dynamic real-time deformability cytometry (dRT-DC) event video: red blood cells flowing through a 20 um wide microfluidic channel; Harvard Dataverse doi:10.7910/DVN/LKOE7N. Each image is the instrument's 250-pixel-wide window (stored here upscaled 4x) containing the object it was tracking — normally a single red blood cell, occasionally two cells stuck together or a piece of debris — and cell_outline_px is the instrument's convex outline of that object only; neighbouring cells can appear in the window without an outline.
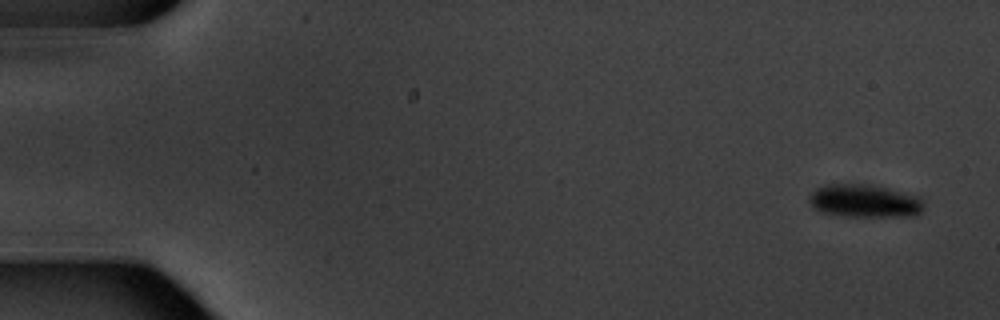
{"species": "common noctule bat (a hibernating species)", "species_latin": "Nyctalus noctula", "temperature_condition": "warm", "stored_images_in_passage": 5, "camera_frame_rate_fps": 3000, "um_per_image_px": 0.085, "animal": {"sex": "male", "body_mass_g": 20.1, "forearm_length_mm": 53.5}, "frame": {"image": 1, "passage_image": 1, "time_ms": 0.0, "image_size_px": [1000, 320], "cell_outline_px": [[924, 208], [920, 212], [912, 216], [844, 216], [820, 212], [808, 200], [808, 196], [816, 188], [828, 184], [860, 184], [884, 188], [920, 196], [924, 204]], "centroid_in_image_um": [73.48, 17.09], "position_along_channel_um": 11.5, "area_um2": 21.79}}
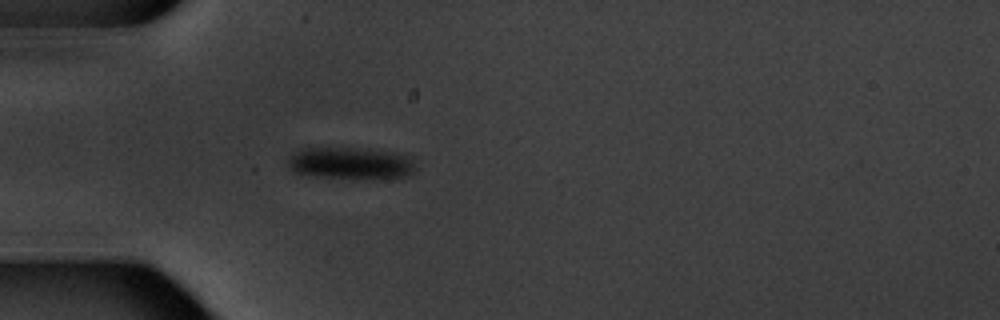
{"frame": {"image": 2, "passage_image": 5, "time_ms": 5.0, "image_size_px": [1000, 320], "cell_outline_px": [[416, 168], [408, 176], [396, 180], [384, 180], [324, 176], [296, 172], [288, 164], [288, 156], [292, 152], [300, 148], [368, 148], [396, 152], [412, 160]], "centroid_in_image_um": [29.88, 13.87], "position_along_channel_um": 55.1, "area_um2": 24.1}}